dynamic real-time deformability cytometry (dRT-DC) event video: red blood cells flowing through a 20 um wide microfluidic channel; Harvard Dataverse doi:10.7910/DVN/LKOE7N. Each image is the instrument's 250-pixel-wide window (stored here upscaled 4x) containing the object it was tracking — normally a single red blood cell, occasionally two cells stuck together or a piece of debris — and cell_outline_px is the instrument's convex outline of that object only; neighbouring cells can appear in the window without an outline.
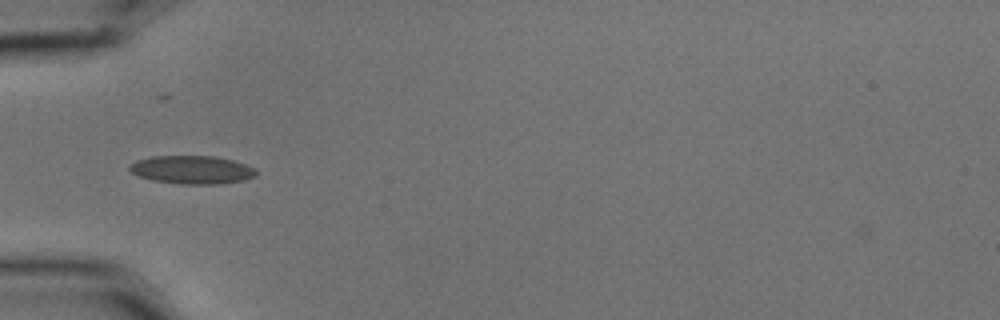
{"species": "common noctule bat (a hibernating species)", "species_latin": "Nyctalus noctula", "temperature_condition": "cold", "stored_images_in_passage": 38, "camera_frame_rate_fps": 3000, "um_per_image_px": 0.085, "animal": {"sex": "male", "body_mass_g": 15.6}, "frame": {"image": 1, "passage_image": 1, "time_ms": 0.0, "image_size_px": [1000, 320], "cell_outline_px": [[256, 176], [244, 180], [216, 184], [180, 184], [152, 180], [136, 176], [128, 168], [136, 160], [152, 156], [216, 156], [232, 160], [244, 164], [252, 168], [256, 172]], "centroid_in_image_um": [16.28, 14.43], "position_along_channel_um": 68.7, "area_um2": 20.75}}
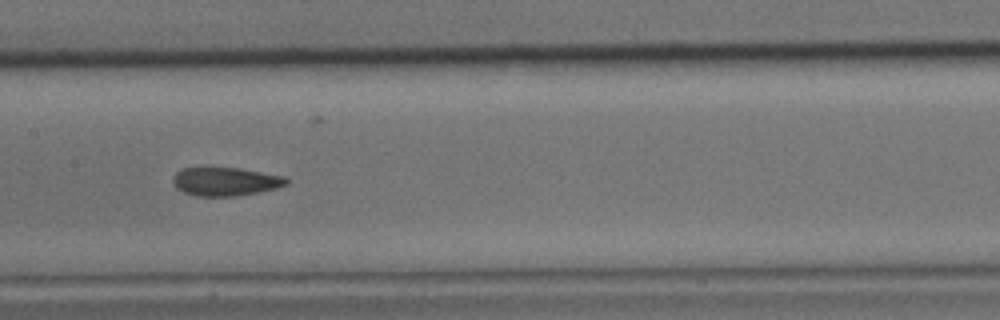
{"frame": {"image": 2, "passage_image": 11, "time_ms": 3.333, "image_size_px": [1000, 320], "cell_outline_px": [[288, 184], [276, 188], [236, 196], [196, 196], [184, 192], [176, 188], [172, 180], [176, 172], [184, 168], [204, 164], [240, 168], [288, 176]], "centroid_in_image_um": [19.14, 15.37], "position_along_channel_um": 188.3, "area_um2": 19.65}}
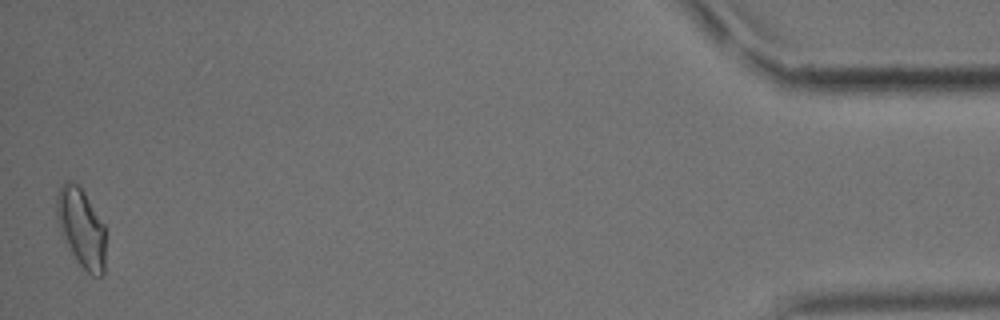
{"frame": {"image": 3, "passage_image": 38, "time_ms": 12.333, "image_size_px": [1000, 320], "cell_outline_px": [[104, 276], [92, 276], [76, 260], [60, 232], [56, 216], [56, 196], [64, 180], [72, 180], [80, 184], [104, 224]], "centroid_in_image_um": [6.89, 19.31], "position_along_channel_um": 428.3, "area_um2": 22.66}, "authors_computed_cell_mechanics": {"area_um2": 19.5653, "velocity_mm_per_s": 3.5806, "shape_relaxation_time_tau1_ms": null, "shape_relaxation_time_tau2_ms": 2.3982, "deformation_change_tau1": null, "deformation_change_tau2": 0.0833}}